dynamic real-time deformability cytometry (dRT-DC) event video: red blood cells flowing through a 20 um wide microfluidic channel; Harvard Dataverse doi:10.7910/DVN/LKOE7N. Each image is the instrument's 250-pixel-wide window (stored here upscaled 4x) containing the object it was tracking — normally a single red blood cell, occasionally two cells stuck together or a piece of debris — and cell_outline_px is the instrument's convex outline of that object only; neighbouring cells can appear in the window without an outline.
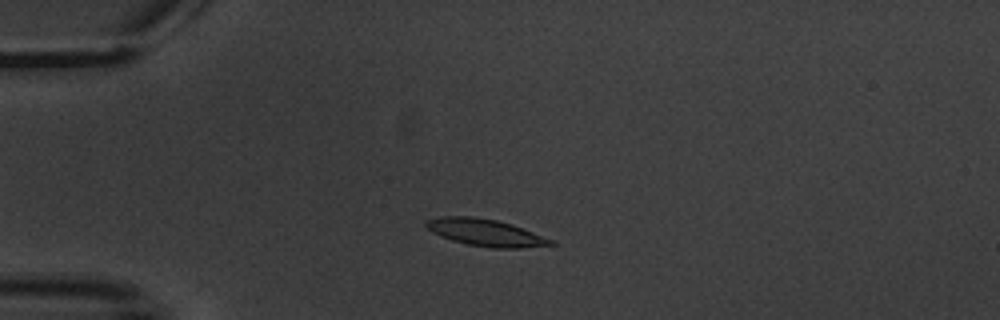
{"species": "common noctule bat (a hibernating species)", "species_latin": "Nyctalus noctula", "temperature_condition": "warm", "stored_images_in_passage": 3, "camera_frame_rate_fps": 3000, "um_per_image_px": 0.085, "animal": {"sex": "male", "body_mass_g": 20.1, "forearm_length_mm": 53.5}, "frame": {"image": 1, "passage_image": 2, "time_ms": 2.333, "image_size_px": [1000, 320], "cell_outline_px": [[556, 244], [520, 248], [492, 248], [468, 244], [452, 240], [440, 236], [432, 232], [424, 224], [424, 220], [440, 216], [472, 216], [496, 220], [512, 224], [556, 240]], "centroid_in_image_um": [41.28, 19.76], "position_along_channel_um": 43.7, "area_um2": 19.77}}